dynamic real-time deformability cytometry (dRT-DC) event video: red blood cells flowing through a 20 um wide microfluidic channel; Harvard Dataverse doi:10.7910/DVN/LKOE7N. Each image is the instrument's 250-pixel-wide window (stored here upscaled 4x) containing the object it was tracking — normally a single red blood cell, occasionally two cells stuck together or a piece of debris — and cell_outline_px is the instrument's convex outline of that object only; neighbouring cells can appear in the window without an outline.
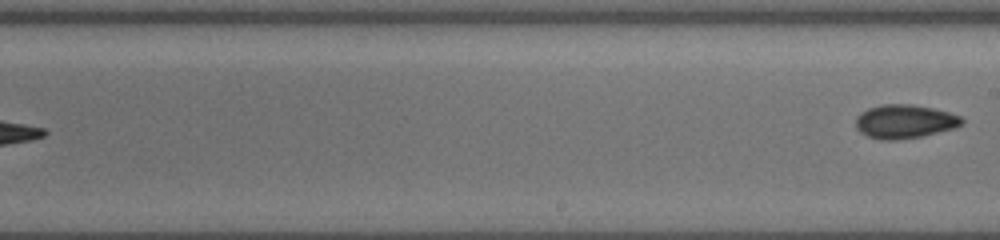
{"species": "common noctule bat (a hibernating species)", "species_latin": "Nyctalus noctula", "temperature_condition": "cold", "stored_images_in_passage": 11, "segment_of_instrument_passage": [2, 2], "camera_frame_rate_fps": 3000, "um_per_image_px": 0.085, "animal": {"sex": "female", "body_mass_g": 19.5, "forearm_length_mm": 54.1}, "frame": {"image": 1, "passage_image": 11, "time_ms": 11.667, "image_size_px": [1000, 240], "cell_outline_px": [[964, 120], [960, 124], [952, 128], [924, 136], [896, 140], [880, 140], [868, 136], [860, 132], [856, 128], [856, 116], [860, 112], [868, 108], [880, 104], [912, 104], [932, 108], [948, 112], [960, 116]], "centroid_in_image_um": [76.84, 10.32], "position_along_channel_um": 212.2, "area_um2": 20.87}}